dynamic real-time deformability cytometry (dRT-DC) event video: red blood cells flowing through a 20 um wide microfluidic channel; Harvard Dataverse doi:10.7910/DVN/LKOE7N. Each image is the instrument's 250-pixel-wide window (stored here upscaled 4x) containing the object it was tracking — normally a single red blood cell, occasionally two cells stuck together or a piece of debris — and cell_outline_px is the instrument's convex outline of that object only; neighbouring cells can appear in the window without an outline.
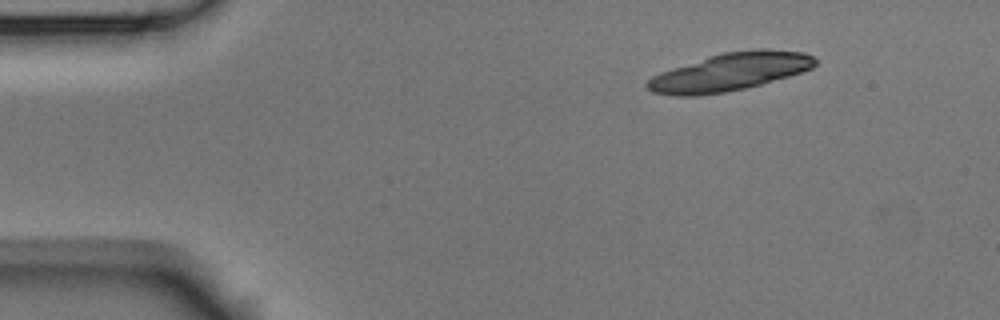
{"species": "Egyptian fruit bat (a non-hibernating species)", "species_latin": "Rousettus aegyptiacus", "temperature_condition": "room temperature", "stored_images_in_passage": 3, "camera_frame_rate_fps": 3000, "um_per_image_px": 0.085, "animal": {"sex": "male"}, "frame": {"image": 1, "passage_image": 1, "time_ms": 0.0, "image_size_px": [1000, 320], "cell_outline_px": [[816, 64], [812, 68], [788, 76], [760, 84], [744, 88], [724, 92], [696, 96], [676, 96], [652, 92], [644, 84], [652, 76], [660, 72], [724, 52], [760, 48], [768, 48], [804, 52], [812, 56], [816, 60]], "centroid_in_image_um": [62.04, 6.11], "position_along_channel_um": 23.0, "area_um2": 36.65}}